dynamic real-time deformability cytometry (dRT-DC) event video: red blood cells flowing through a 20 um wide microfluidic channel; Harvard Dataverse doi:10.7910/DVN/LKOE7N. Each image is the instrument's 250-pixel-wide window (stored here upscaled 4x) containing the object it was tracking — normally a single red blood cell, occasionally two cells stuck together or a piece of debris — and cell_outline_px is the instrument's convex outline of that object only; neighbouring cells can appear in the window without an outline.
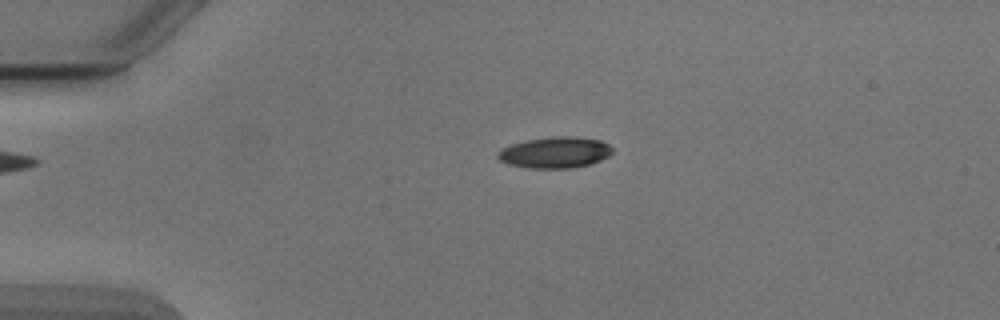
{"species": "Egyptian fruit bat (a non-hibernating species)", "species_latin": "Rousettus aegyptiacus", "temperature_condition": "cold", "stored_images_in_passage": 5, "camera_frame_rate_fps": 3000, "um_per_image_px": 0.085, "animal": {"sex": "male"}, "frame": {"image": 1, "passage_image": 4, "time_ms": 3.667, "image_size_px": [1000, 320], "cell_outline_px": [[612, 152], [608, 156], [600, 160], [588, 164], [572, 168], [524, 168], [508, 164], [500, 160], [496, 156], [504, 148], [512, 144], [524, 140], [552, 136], [572, 136], [600, 140], [608, 144], [612, 148]], "centroid_in_image_um": [47.17, 12.96], "position_along_channel_um": 37.8, "area_um2": 20.75}}
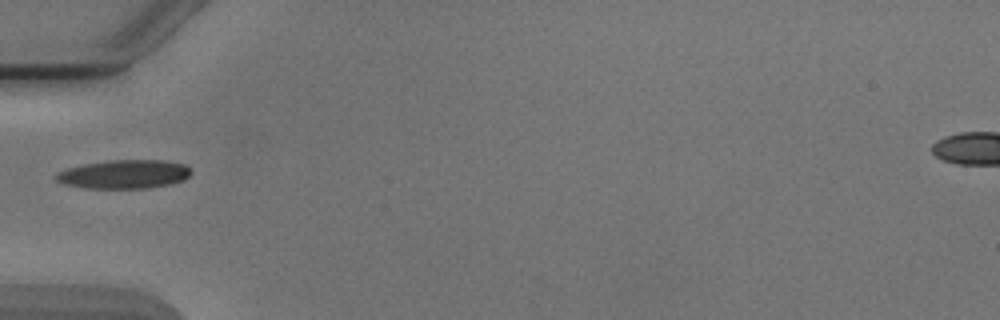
{"frame": {"image": 2, "passage_image": 5, "time_ms": 5.667, "image_size_px": [1000, 320], "cell_outline_px": [[192, 172], [184, 180], [168, 184], [148, 188], [88, 188], [64, 184], [56, 180], [52, 176], [56, 172], [68, 168], [84, 164], [108, 160], [164, 160], [184, 164], [192, 168]], "centroid_in_image_um": [10.55, 14.8], "position_along_channel_um": 74.5, "area_um2": 22.72}}